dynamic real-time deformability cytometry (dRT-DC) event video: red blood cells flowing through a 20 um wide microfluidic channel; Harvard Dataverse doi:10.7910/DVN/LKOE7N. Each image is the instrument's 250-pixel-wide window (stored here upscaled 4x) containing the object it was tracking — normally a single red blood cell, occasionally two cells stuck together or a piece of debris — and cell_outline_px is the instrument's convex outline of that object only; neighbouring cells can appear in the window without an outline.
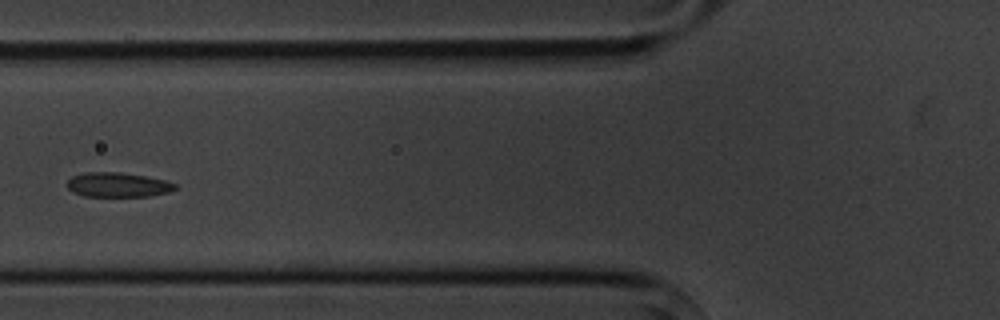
{"species": "common noctule bat (a hibernating species)", "species_latin": "Nyctalus noctula", "temperature_condition": "cold", "stored_images_in_passage": 9, "camera_frame_rate_fps": 3000, "um_per_image_px": 0.085, "animal": {"sex": "male", "body_mass_g": 20.1, "forearm_length_mm": 53.5}, "frame": {"image": 1, "passage_image": 6, "time_ms": 6.0, "image_size_px": [1000, 320], "cell_outline_px": [[176, 188], [168, 192], [148, 196], [84, 196], [72, 192], [64, 184], [72, 176], [84, 172], [120, 172], [144, 176], [164, 180], [176, 184]], "centroid_in_image_um": [9.95, 15.7], "position_along_channel_um": 115.9, "area_um2": 15.43}}
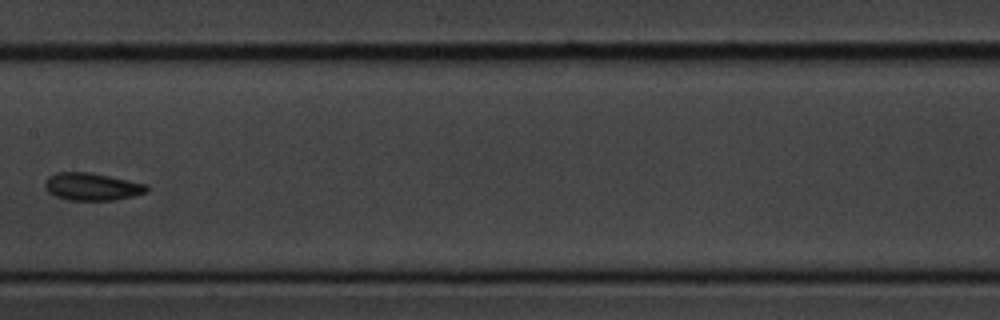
{"frame": {"image": 2, "passage_image": 8, "time_ms": 8.333, "image_size_px": [1000, 320], "cell_outline_px": [[148, 192], [132, 196], [112, 200], [68, 200], [56, 196], [48, 192], [44, 184], [48, 176], [56, 172], [88, 172], [148, 184]], "centroid_in_image_um": [7.81, 15.86], "position_along_channel_um": 199.6, "area_um2": 16.24}}
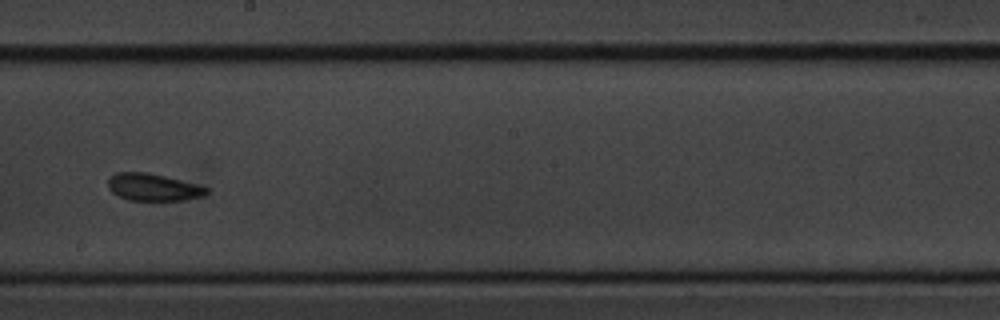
{"frame": {"image": 3, "passage_image": 9, "time_ms": 9.333, "image_size_px": [1000, 320], "cell_outline_px": [[208, 192], [204, 196], [188, 200], [128, 200], [112, 192], [108, 188], [108, 180], [116, 172], [144, 172], [164, 176], [196, 184], [208, 188]], "centroid_in_image_um": [13.03, 15.92], "position_along_channel_um": 235.2, "area_um2": 15.49}}